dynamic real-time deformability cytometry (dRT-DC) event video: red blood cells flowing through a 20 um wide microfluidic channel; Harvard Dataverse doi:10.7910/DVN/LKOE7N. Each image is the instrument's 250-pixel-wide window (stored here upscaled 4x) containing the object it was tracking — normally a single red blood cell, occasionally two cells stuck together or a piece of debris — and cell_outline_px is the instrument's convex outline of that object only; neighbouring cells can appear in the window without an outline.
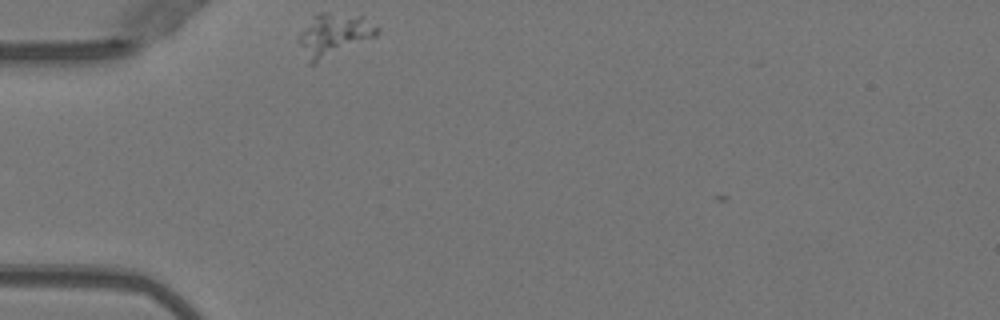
{"species": "Egyptian fruit bat (a non-hibernating species)", "species_latin": "Rousettus aegyptiacus", "temperature_condition": "warm", "stored_images_in_passage": 17, "camera_frame_rate_fps": 3000, "um_per_image_px": 0.085, "animal": {"sex": "female"}, "frame": {"image": 1, "passage_image": 1, "time_ms": 0.0, "image_size_px": [1000, 320], "cell_outline_px": [[380, 32], [376, 36], [312, 64], [308, 64], [300, 44], [300, 32], [316, 12], [328, 12], [360, 16], [380, 28]], "centroid_in_image_um": [28.38, 2.94], "position_along_channel_um": 56.6, "area_um2": 19.07}}
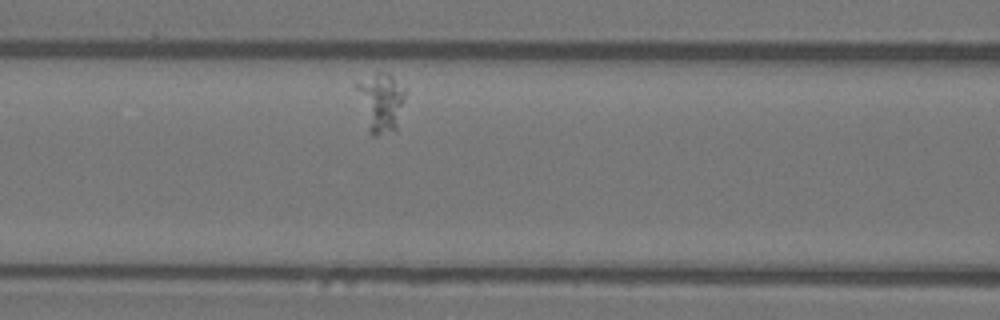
{"frame": {"image": 2, "passage_image": 9, "time_ms": 2.667, "image_size_px": [1000, 320], "cell_outline_px": [[404, 100], [396, 128], [376, 136], [372, 136], [368, 132], [356, 88], [356, 84], [376, 72], [388, 72], [404, 88]], "centroid_in_image_um": [32.36, 8.68], "position_along_channel_um": 134.2, "area_um2": 16.24}}
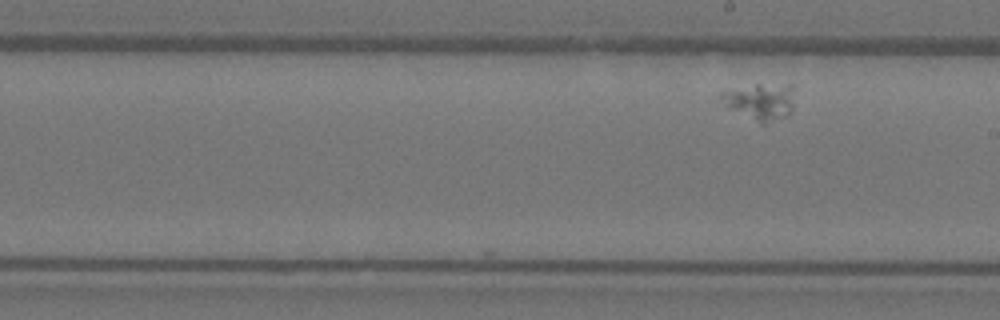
{"frame": {"image": 3, "passage_image": 17, "time_ms": 5.333, "image_size_px": [1000, 320], "cell_outline_px": [[792, 108], [788, 116], [764, 124], [760, 124], [728, 108], [720, 96], [720, 92], [756, 84], [792, 84]], "centroid_in_image_um": [64.64, 8.64], "position_along_channel_um": 224.4, "area_um2": 15.61}}